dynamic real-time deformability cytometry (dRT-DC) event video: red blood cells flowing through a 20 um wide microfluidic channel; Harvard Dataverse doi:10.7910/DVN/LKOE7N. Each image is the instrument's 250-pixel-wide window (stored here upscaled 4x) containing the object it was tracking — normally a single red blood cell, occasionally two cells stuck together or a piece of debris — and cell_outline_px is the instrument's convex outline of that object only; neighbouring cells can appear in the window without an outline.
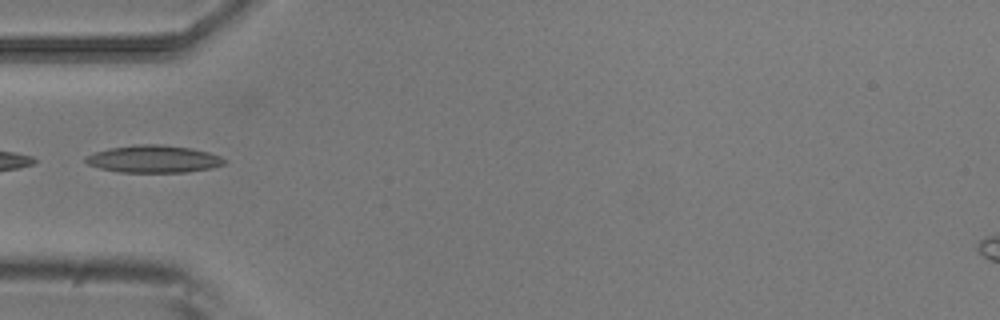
{"species": "common noctule bat (a hibernating species)", "species_latin": "Nyctalus noctula", "temperature_condition": "room temperature", "stored_images_in_passage": 4, "camera_frame_rate_fps": 3000, "um_per_image_px": 0.085, "animal": {"sex": "male", "body_mass_g": 20.5, "forearm_length_mm": 52.5}, "frame": {"image": 1, "passage_image": 3, "time_ms": 0.667, "image_size_px": [1000, 320], "cell_outline_px": [[228, 160], [224, 164], [212, 168], [188, 172], [116, 172], [100, 168], [88, 164], [84, 160], [84, 156], [108, 148], [136, 144], [160, 144], [192, 148], [208, 152], [220, 156]], "centroid_in_image_um": [13.06, 13.51], "position_along_channel_um": 71.9, "area_um2": 22.31}}
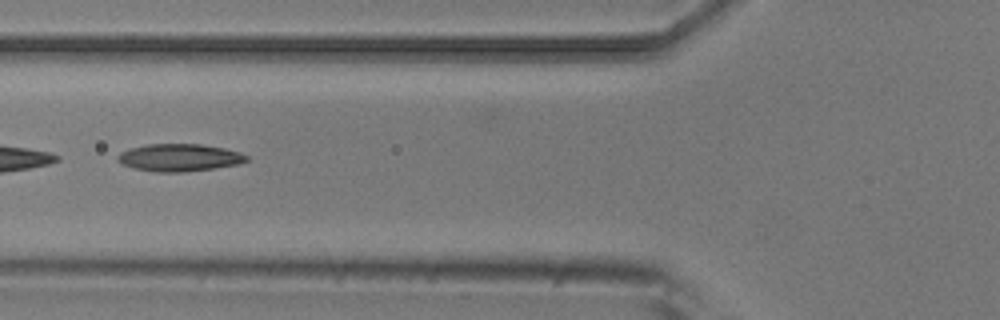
{"frame": {"image": 2, "passage_image": 4, "time_ms": 1.0, "image_size_px": [1000, 320], "cell_outline_px": [[248, 160], [240, 164], [212, 168], [180, 172], [156, 172], [136, 168], [124, 164], [116, 160], [116, 156], [120, 152], [132, 148], [148, 144], [200, 144], [224, 148], [240, 152], [248, 156]], "centroid_in_image_um": [15.26, 13.39], "position_along_channel_um": 110.5, "area_um2": 20.4}}